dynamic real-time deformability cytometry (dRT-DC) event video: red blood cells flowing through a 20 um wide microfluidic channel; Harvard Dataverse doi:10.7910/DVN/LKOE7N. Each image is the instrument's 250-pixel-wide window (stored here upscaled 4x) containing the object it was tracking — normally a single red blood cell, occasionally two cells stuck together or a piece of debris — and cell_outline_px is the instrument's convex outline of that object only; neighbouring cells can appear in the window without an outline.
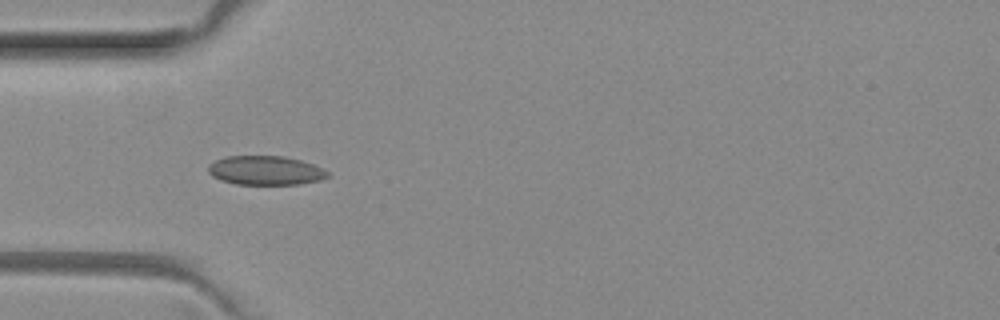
{"species": "common noctule bat (a hibernating species)", "species_latin": "Nyctalus noctula", "temperature_condition": "room temperature", "stored_images_in_passage": 3, "camera_frame_rate_fps": 3000, "um_per_image_px": 0.085, "animal": {"sex": "female", "body_mass_g": 29.2, "forearm_length_mm": 56.3}, "frame": {"image": 1, "passage_image": 2, "time_ms": 0.333, "image_size_px": [1000, 320], "cell_outline_px": [[328, 176], [320, 180], [300, 184], [236, 184], [220, 180], [212, 176], [208, 172], [208, 164], [224, 156], [284, 156], [300, 160], [312, 164], [328, 172]], "centroid_in_image_um": [22.52, 14.48], "position_along_channel_um": 62.5, "area_um2": 20.17}}
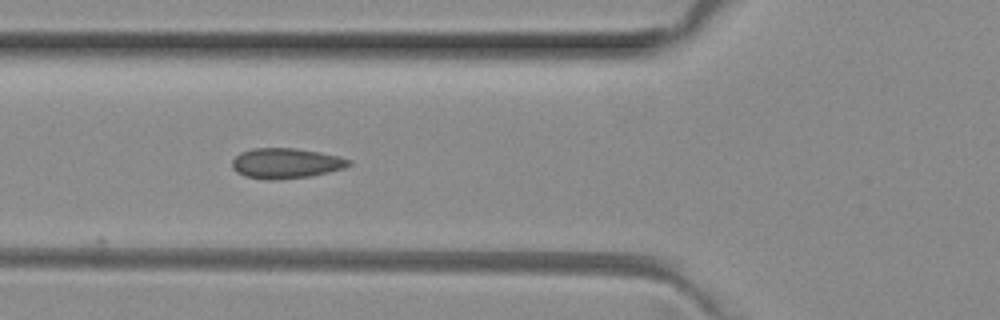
{"frame": {"image": 2, "passage_image": 3, "time_ms": 0.667, "image_size_px": [1000, 320], "cell_outline_px": [[352, 164], [344, 168], [312, 176], [276, 180], [268, 180], [244, 176], [236, 172], [232, 168], [232, 160], [240, 152], [252, 148], [296, 148], [320, 152], [340, 156], [352, 160]], "centroid_in_image_um": [24.31, 13.88], "position_along_channel_um": 101.5, "area_um2": 20.87}}